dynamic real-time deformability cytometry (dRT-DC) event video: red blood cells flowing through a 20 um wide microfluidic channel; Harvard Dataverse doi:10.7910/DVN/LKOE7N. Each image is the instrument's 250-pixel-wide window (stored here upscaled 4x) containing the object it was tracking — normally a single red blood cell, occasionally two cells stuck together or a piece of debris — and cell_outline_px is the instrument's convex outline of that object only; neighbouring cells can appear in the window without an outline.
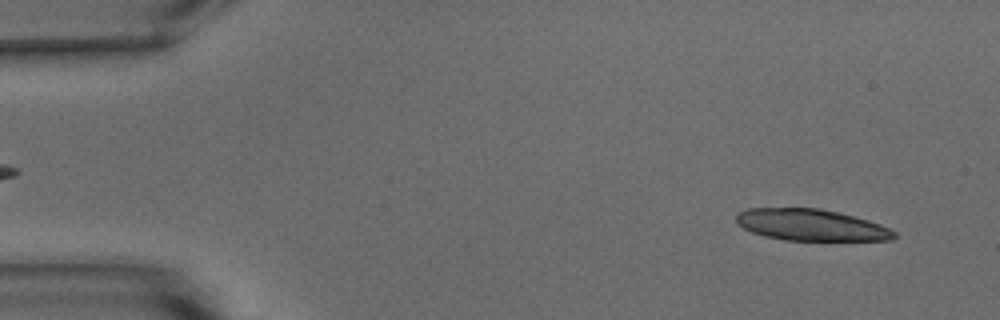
{"species": "common noctule bat (a hibernating species)", "species_latin": "Nyctalus noctula", "temperature_condition": "warm", "stored_images_in_passage": 18, "camera_frame_rate_fps": 3000, "um_per_image_px": 0.085, "animal": {"sex": "male", "body_mass_g": 15.6}, "frame": {"image": 1, "passage_image": 3, "time_ms": 0.667, "image_size_px": [1000, 320], "cell_outline_px": [[896, 236], [892, 240], [784, 240], [764, 236], [752, 232], [744, 228], [736, 220], [736, 216], [740, 212], [748, 208], [820, 208], [868, 220], [880, 224], [896, 232]], "centroid_in_image_um": [68.94, 19.12], "position_along_channel_um": 16.1, "area_um2": 28.73}}